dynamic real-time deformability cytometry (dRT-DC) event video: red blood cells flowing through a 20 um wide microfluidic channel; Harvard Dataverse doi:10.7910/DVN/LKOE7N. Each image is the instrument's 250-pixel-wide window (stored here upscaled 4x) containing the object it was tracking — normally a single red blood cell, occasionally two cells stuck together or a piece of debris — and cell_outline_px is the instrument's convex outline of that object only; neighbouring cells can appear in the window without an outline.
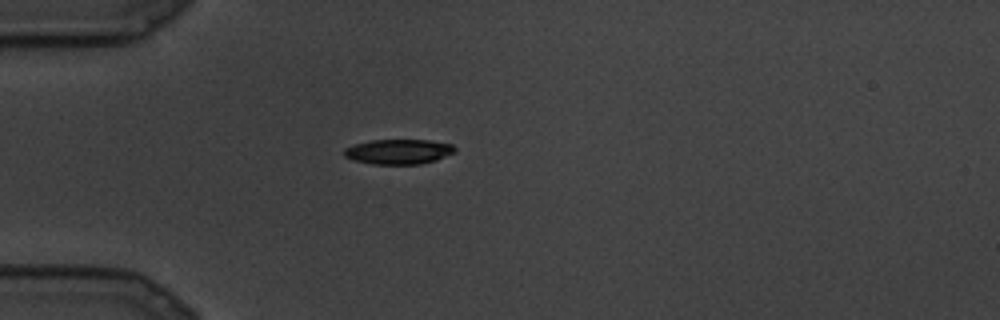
{"species": "common noctule bat (a hibernating species)", "species_latin": "Nyctalus noctula", "temperature_condition": "cold", "stored_images_in_passage": 11, "camera_frame_rate_fps": 3000, "um_per_image_px": 0.085, "animal": {"sex": "male", "body_mass_g": 19.5, "forearm_length_mm": 54.6}, "frame": {"image": 1, "passage_image": 1, "time_ms": 0.0, "image_size_px": [1000, 320], "cell_outline_px": [[456, 152], [436, 160], [420, 164], [372, 164], [352, 160], [344, 156], [344, 148], [356, 144], [372, 140], [428, 140], [452, 144], [456, 148]], "centroid_in_image_um": [33.89, 12.89], "position_along_channel_um": 51.1, "area_um2": 16.13}}
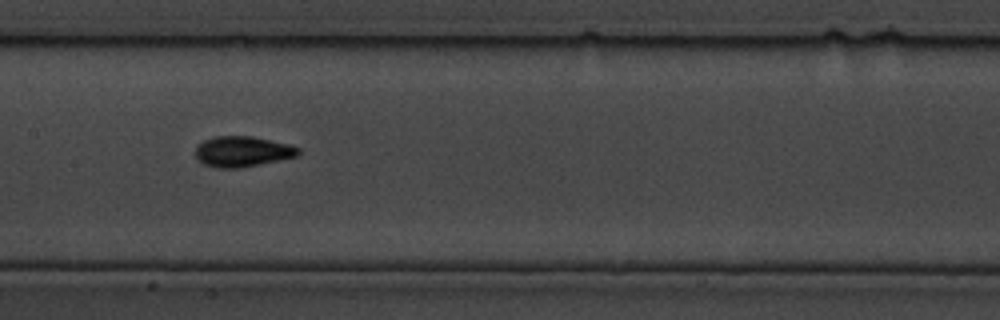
{"frame": {"image": 2, "passage_image": 7, "time_ms": 2.0, "image_size_px": [1000, 320], "cell_outline_px": [[300, 152], [296, 156], [260, 164], [240, 168], [216, 168], [204, 164], [196, 160], [196, 148], [204, 140], [212, 136], [252, 136], [288, 144], [300, 148]], "centroid_in_image_um": [20.57, 12.88], "position_along_channel_um": 186.8, "area_um2": 18.26}}
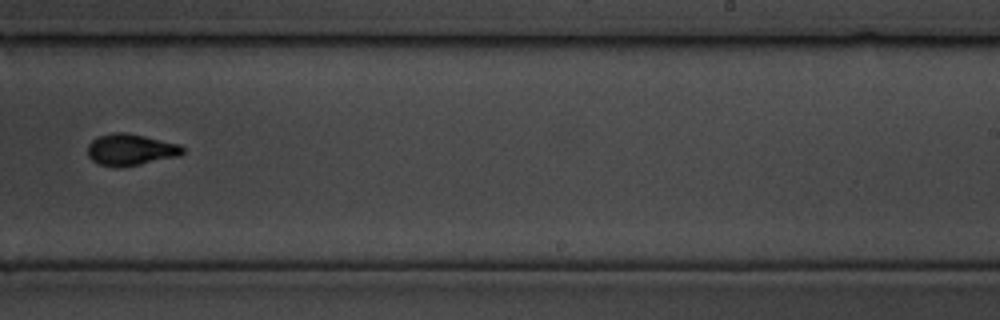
{"frame": {"image": 3, "passage_image": 10, "time_ms": 3.0, "image_size_px": [1000, 320], "cell_outline_px": [[184, 152], [180, 156], [120, 168], [112, 168], [100, 164], [92, 160], [88, 156], [88, 144], [96, 136], [112, 132], [124, 132], [144, 136], [180, 144], [184, 148]], "centroid_in_image_um": [11.08, 12.73], "position_along_channel_um": 277.9, "area_um2": 17.69}}